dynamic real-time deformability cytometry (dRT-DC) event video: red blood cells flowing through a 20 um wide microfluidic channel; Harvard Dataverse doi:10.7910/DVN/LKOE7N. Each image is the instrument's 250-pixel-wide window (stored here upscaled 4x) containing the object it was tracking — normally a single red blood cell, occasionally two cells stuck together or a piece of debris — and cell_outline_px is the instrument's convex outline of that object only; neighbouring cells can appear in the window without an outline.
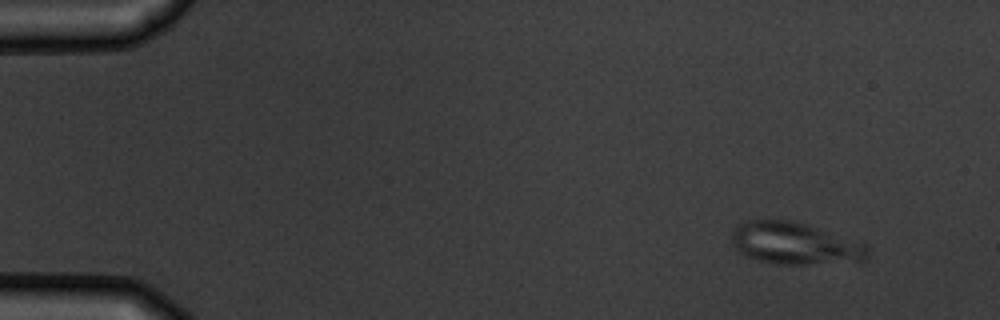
{"species": "common noctule bat (a hibernating species)", "species_latin": "Nyctalus noctula", "temperature_condition": "warm", "stored_images_in_passage": 4, "camera_frame_rate_fps": 3000, "um_per_image_px": 0.085, "animal": {"sex": "male", "body_mass_g": 19.5, "forearm_length_mm": 54.6}, "frame": {"image": 1, "passage_image": 1, "time_ms": 0.0, "image_size_px": [1000, 320], "cell_outline_px": [[868, 256], [864, 260], [804, 264], [780, 264], [756, 260], [740, 252], [732, 244], [732, 232], [740, 224], [748, 220], [788, 220], [804, 224], [868, 244]], "centroid_in_image_um": [67.55, 20.69], "position_along_channel_um": 17.5, "area_um2": 32.71}}